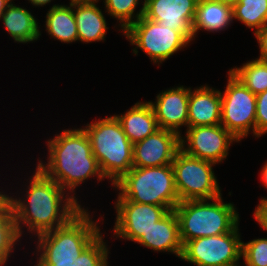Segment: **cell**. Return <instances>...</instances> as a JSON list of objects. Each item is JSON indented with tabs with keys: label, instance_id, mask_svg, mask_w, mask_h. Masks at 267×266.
Masks as SVG:
<instances>
[{
	"label": "cell",
	"instance_id": "cell-1",
	"mask_svg": "<svg viewBox=\"0 0 267 266\" xmlns=\"http://www.w3.org/2000/svg\"><path fill=\"white\" fill-rule=\"evenodd\" d=\"M30 179L25 196L27 199L22 201L20 197L17 199L8 196V204L20 237L24 232L21 229L25 225L30 233L39 236L65 225L82 209L67 191L48 178L37 166Z\"/></svg>",
	"mask_w": 267,
	"mask_h": 266
},
{
	"label": "cell",
	"instance_id": "cell-2",
	"mask_svg": "<svg viewBox=\"0 0 267 266\" xmlns=\"http://www.w3.org/2000/svg\"><path fill=\"white\" fill-rule=\"evenodd\" d=\"M48 163L41 160L37 167L50 179L54 180L77 202L74 189L88 178H103L96 157L92 153L91 143L83 128L64 130L47 141ZM67 189V190H66Z\"/></svg>",
	"mask_w": 267,
	"mask_h": 266
},
{
	"label": "cell",
	"instance_id": "cell-3",
	"mask_svg": "<svg viewBox=\"0 0 267 266\" xmlns=\"http://www.w3.org/2000/svg\"><path fill=\"white\" fill-rule=\"evenodd\" d=\"M173 210L182 245L196 238L228 233L239 222L234 204L224 203L221 195L209 200L180 201Z\"/></svg>",
	"mask_w": 267,
	"mask_h": 266
},
{
	"label": "cell",
	"instance_id": "cell-4",
	"mask_svg": "<svg viewBox=\"0 0 267 266\" xmlns=\"http://www.w3.org/2000/svg\"><path fill=\"white\" fill-rule=\"evenodd\" d=\"M83 129L101 173L113 185L133 167V144L115 116L95 120Z\"/></svg>",
	"mask_w": 267,
	"mask_h": 266
},
{
	"label": "cell",
	"instance_id": "cell-5",
	"mask_svg": "<svg viewBox=\"0 0 267 266\" xmlns=\"http://www.w3.org/2000/svg\"><path fill=\"white\" fill-rule=\"evenodd\" d=\"M112 186L119 189L117 201L169 207L179 203L172 164L156 167H132Z\"/></svg>",
	"mask_w": 267,
	"mask_h": 266
},
{
	"label": "cell",
	"instance_id": "cell-6",
	"mask_svg": "<svg viewBox=\"0 0 267 266\" xmlns=\"http://www.w3.org/2000/svg\"><path fill=\"white\" fill-rule=\"evenodd\" d=\"M82 208L65 225L43 233L38 238L37 262L75 261L101 234L98 223Z\"/></svg>",
	"mask_w": 267,
	"mask_h": 266
},
{
	"label": "cell",
	"instance_id": "cell-7",
	"mask_svg": "<svg viewBox=\"0 0 267 266\" xmlns=\"http://www.w3.org/2000/svg\"><path fill=\"white\" fill-rule=\"evenodd\" d=\"M213 165L215 163L191 157L182 150L176 153L172 167L179 202L209 200L222 194Z\"/></svg>",
	"mask_w": 267,
	"mask_h": 266
},
{
	"label": "cell",
	"instance_id": "cell-8",
	"mask_svg": "<svg viewBox=\"0 0 267 266\" xmlns=\"http://www.w3.org/2000/svg\"><path fill=\"white\" fill-rule=\"evenodd\" d=\"M123 34L131 45H136L133 49L134 54H138L139 48L158 65L190 43L179 31L162 26L144 15L131 24Z\"/></svg>",
	"mask_w": 267,
	"mask_h": 266
},
{
	"label": "cell",
	"instance_id": "cell-9",
	"mask_svg": "<svg viewBox=\"0 0 267 266\" xmlns=\"http://www.w3.org/2000/svg\"><path fill=\"white\" fill-rule=\"evenodd\" d=\"M225 91L221 94V125L239 142L252 129L255 136L256 94H253L230 71Z\"/></svg>",
	"mask_w": 267,
	"mask_h": 266
},
{
	"label": "cell",
	"instance_id": "cell-10",
	"mask_svg": "<svg viewBox=\"0 0 267 266\" xmlns=\"http://www.w3.org/2000/svg\"><path fill=\"white\" fill-rule=\"evenodd\" d=\"M238 225L225 234L187 241L181 259L196 266H240L242 240Z\"/></svg>",
	"mask_w": 267,
	"mask_h": 266
},
{
	"label": "cell",
	"instance_id": "cell-11",
	"mask_svg": "<svg viewBox=\"0 0 267 266\" xmlns=\"http://www.w3.org/2000/svg\"><path fill=\"white\" fill-rule=\"evenodd\" d=\"M234 141L239 142L221 124L188 127L186 139L180 136V150L191 157L217 164L226 159Z\"/></svg>",
	"mask_w": 267,
	"mask_h": 266
},
{
	"label": "cell",
	"instance_id": "cell-12",
	"mask_svg": "<svg viewBox=\"0 0 267 266\" xmlns=\"http://www.w3.org/2000/svg\"><path fill=\"white\" fill-rule=\"evenodd\" d=\"M114 205L117 212L115 236L134 242L171 210L169 207L132 201H116Z\"/></svg>",
	"mask_w": 267,
	"mask_h": 266
},
{
	"label": "cell",
	"instance_id": "cell-13",
	"mask_svg": "<svg viewBox=\"0 0 267 266\" xmlns=\"http://www.w3.org/2000/svg\"><path fill=\"white\" fill-rule=\"evenodd\" d=\"M144 16L160 25L179 31L193 41L192 25L198 0H144Z\"/></svg>",
	"mask_w": 267,
	"mask_h": 266
},
{
	"label": "cell",
	"instance_id": "cell-14",
	"mask_svg": "<svg viewBox=\"0 0 267 266\" xmlns=\"http://www.w3.org/2000/svg\"><path fill=\"white\" fill-rule=\"evenodd\" d=\"M180 150V136L159 128L142 141L133 144V167H156L172 164Z\"/></svg>",
	"mask_w": 267,
	"mask_h": 266
},
{
	"label": "cell",
	"instance_id": "cell-15",
	"mask_svg": "<svg viewBox=\"0 0 267 266\" xmlns=\"http://www.w3.org/2000/svg\"><path fill=\"white\" fill-rule=\"evenodd\" d=\"M190 88L178 86L157 95L156 102L149 101L159 128L170 130L181 136L180 127L188 128V101Z\"/></svg>",
	"mask_w": 267,
	"mask_h": 266
},
{
	"label": "cell",
	"instance_id": "cell-16",
	"mask_svg": "<svg viewBox=\"0 0 267 266\" xmlns=\"http://www.w3.org/2000/svg\"><path fill=\"white\" fill-rule=\"evenodd\" d=\"M221 124V94L209 86L191 90L188 101V127Z\"/></svg>",
	"mask_w": 267,
	"mask_h": 266
},
{
	"label": "cell",
	"instance_id": "cell-17",
	"mask_svg": "<svg viewBox=\"0 0 267 266\" xmlns=\"http://www.w3.org/2000/svg\"><path fill=\"white\" fill-rule=\"evenodd\" d=\"M154 251L174 253L181 258L183 245L179 235V222L174 210H170L162 219L135 242Z\"/></svg>",
	"mask_w": 267,
	"mask_h": 266
},
{
	"label": "cell",
	"instance_id": "cell-18",
	"mask_svg": "<svg viewBox=\"0 0 267 266\" xmlns=\"http://www.w3.org/2000/svg\"><path fill=\"white\" fill-rule=\"evenodd\" d=\"M98 1H74V16L78 30V40L81 42L90 43L105 40L108 26L101 9L95 4Z\"/></svg>",
	"mask_w": 267,
	"mask_h": 266
},
{
	"label": "cell",
	"instance_id": "cell-19",
	"mask_svg": "<svg viewBox=\"0 0 267 266\" xmlns=\"http://www.w3.org/2000/svg\"><path fill=\"white\" fill-rule=\"evenodd\" d=\"M132 144L142 141L159 129L150 102H137L126 113L114 115Z\"/></svg>",
	"mask_w": 267,
	"mask_h": 266
},
{
	"label": "cell",
	"instance_id": "cell-20",
	"mask_svg": "<svg viewBox=\"0 0 267 266\" xmlns=\"http://www.w3.org/2000/svg\"><path fill=\"white\" fill-rule=\"evenodd\" d=\"M232 21V6L214 0H198L192 25L193 38L200 29L217 32L226 29Z\"/></svg>",
	"mask_w": 267,
	"mask_h": 266
},
{
	"label": "cell",
	"instance_id": "cell-21",
	"mask_svg": "<svg viewBox=\"0 0 267 266\" xmlns=\"http://www.w3.org/2000/svg\"><path fill=\"white\" fill-rule=\"evenodd\" d=\"M6 31L15 42L27 43L38 40L41 36L38 22L30 11L11 2L1 17Z\"/></svg>",
	"mask_w": 267,
	"mask_h": 266
},
{
	"label": "cell",
	"instance_id": "cell-22",
	"mask_svg": "<svg viewBox=\"0 0 267 266\" xmlns=\"http://www.w3.org/2000/svg\"><path fill=\"white\" fill-rule=\"evenodd\" d=\"M46 15V31L64 43L78 41V30L74 16V1L69 6L54 4Z\"/></svg>",
	"mask_w": 267,
	"mask_h": 266
},
{
	"label": "cell",
	"instance_id": "cell-23",
	"mask_svg": "<svg viewBox=\"0 0 267 266\" xmlns=\"http://www.w3.org/2000/svg\"><path fill=\"white\" fill-rule=\"evenodd\" d=\"M253 94L267 90V62L255 59L229 70Z\"/></svg>",
	"mask_w": 267,
	"mask_h": 266
},
{
	"label": "cell",
	"instance_id": "cell-24",
	"mask_svg": "<svg viewBox=\"0 0 267 266\" xmlns=\"http://www.w3.org/2000/svg\"><path fill=\"white\" fill-rule=\"evenodd\" d=\"M233 19L254 29V33L267 25V0H239L233 6Z\"/></svg>",
	"mask_w": 267,
	"mask_h": 266
},
{
	"label": "cell",
	"instance_id": "cell-25",
	"mask_svg": "<svg viewBox=\"0 0 267 266\" xmlns=\"http://www.w3.org/2000/svg\"><path fill=\"white\" fill-rule=\"evenodd\" d=\"M19 239L13 212L7 204L0 211V266L7 263L6 261Z\"/></svg>",
	"mask_w": 267,
	"mask_h": 266
},
{
	"label": "cell",
	"instance_id": "cell-26",
	"mask_svg": "<svg viewBox=\"0 0 267 266\" xmlns=\"http://www.w3.org/2000/svg\"><path fill=\"white\" fill-rule=\"evenodd\" d=\"M139 0H104L107 14L120 21L119 26L124 32L131 24L144 15L145 2L135 15V8ZM135 15V16H134Z\"/></svg>",
	"mask_w": 267,
	"mask_h": 266
},
{
	"label": "cell",
	"instance_id": "cell-27",
	"mask_svg": "<svg viewBox=\"0 0 267 266\" xmlns=\"http://www.w3.org/2000/svg\"><path fill=\"white\" fill-rule=\"evenodd\" d=\"M100 234L74 261V266H108V254L106 242Z\"/></svg>",
	"mask_w": 267,
	"mask_h": 266
},
{
	"label": "cell",
	"instance_id": "cell-28",
	"mask_svg": "<svg viewBox=\"0 0 267 266\" xmlns=\"http://www.w3.org/2000/svg\"><path fill=\"white\" fill-rule=\"evenodd\" d=\"M241 257L245 266H267V238L242 242Z\"/></svg>",
	"mask_w": 267,
	"mask_h": 266
},
{
	"label": "cell",
	"instance_id": "cell-29",
	"mask_svg": "<svg viewBox=\"0 0 267 266\" xmlns=\"http://www.w3.org/2000/svg\"><path fill=\"white\" fill-rule=\"evenodd\" d=\"M267 133V90L256 95L255 137Z\"/></svg>",
	"mask_w": 267,
	"mask_h": 266
},
{
	"label": "cell",
	"instance_id": "cell-30",
	"mask_svg": "<svg viewBox=\"0 0 267 266\" xmlns=\"http://www.w3.org/2000/svg\"><path fill=\"white\" fill-rule=\"evenodd\" d=\"M260 49V57L257 59L267 62V25L254 33Z\"/></svg>",
	"mask_w": 267,
	"mask_h": 266
},
{
	"label": "cell",
	"instance_id": "cell-31",
	"mask_svg": "<svg viewBox=\"0 0 267 266\" xmlns=\"http://www.w3.org/2000/svg\"><path fill=\"white\" fill-rule=\"evenodd\" d=\"M255 220L260 226L267 231V199L261 198L259 205L256 207L254 212Z\"/></svg>",
	"mask_w": 267,
	"mask_h": 266
},
{
	"label": "cell",
	"instance_id": "cell-32",
	"mask_svg": "<svg viewBox=\"0 0 267 266\" xmlns=\"http://www.w3.org/2000/svg\"><path fill=\"white\" fill-rule=\"evenodd\" d=\"M34 266H74V261L66 262H37Z\"/></svg>",
	"mask_w": 267,
	"mask_h": 266
},
{
	"label": "cell",
	"instance_id": "cell-33",
	"mask_svg": "<svg viewBox=\"0 0 267 266\" xmlns=\"http://www.w3.org/2000/svg\"><path fill=\"white\" fill-rule=\"evenodd\" d=\"M11 2H12V0H0V20H1V17L3 15L4 11L10 5Z\"/></svg>",
	"mask_w": 267,
	"mask_h": 266
},
{
	"label": "cell",
	"instance_id": "cell-34",
	"mask_svg": "<svg viewBox=\"0 0 267 266\" xmlns=\"http://www.w3.org/2000/svg\"><path fill=\"white\" fill-rule=\"evenodd\" d=\"M0 192V211L8 204V195Z\"/></svg>",
	"mask_w": 267,
	"mask_h": 266
},
{
	"label": "cell",
	"instance_id": "cell-35",
	"mask_svg": "<svg viewBox=\"0 0 267 266\" xmlns=\"http://www.w3.org/2000/svg\"><path fill=\"white\" fill-rule=\"evenodd\" d=\"M261 176H262V181L264 183V186L266 187L267 189V161L266 163L264 164V166L262 167V171H261Z\"/></svg>",
	"mask_w": 267,
	"mask_h": 266
},
{
	"label": "cell",
	"instance_id": "cell-36",
	"mask_svg": "<svg viewBox=\"0 0 267 266\" xmlns=\"http://www.w3.org/2000/svg\"><path fill=\"white\" fill-rule=\"evenodd\" d=\"M52 0H29V2H31L32 5L34 6H44L47 3H50Z\"/></svg>",
	"mask_w": 267,
	"mask_h": 266
},
{
	"label": "cell",
	"instance_id": "cell-37",
	"mask_svg": "<svg viewBox=\"0 0 267 266\" xmlns=\"http://www.w3.org/2000/svg\"><path fill=\"white\" fill-rule=\"evenodd\" d=\"M214 1H218L220 3L227 4L232 7L239 2V0H214Z\"/></svg>",
	"mask_w": 267,
	"mask_h": 266
}]
</instances>
